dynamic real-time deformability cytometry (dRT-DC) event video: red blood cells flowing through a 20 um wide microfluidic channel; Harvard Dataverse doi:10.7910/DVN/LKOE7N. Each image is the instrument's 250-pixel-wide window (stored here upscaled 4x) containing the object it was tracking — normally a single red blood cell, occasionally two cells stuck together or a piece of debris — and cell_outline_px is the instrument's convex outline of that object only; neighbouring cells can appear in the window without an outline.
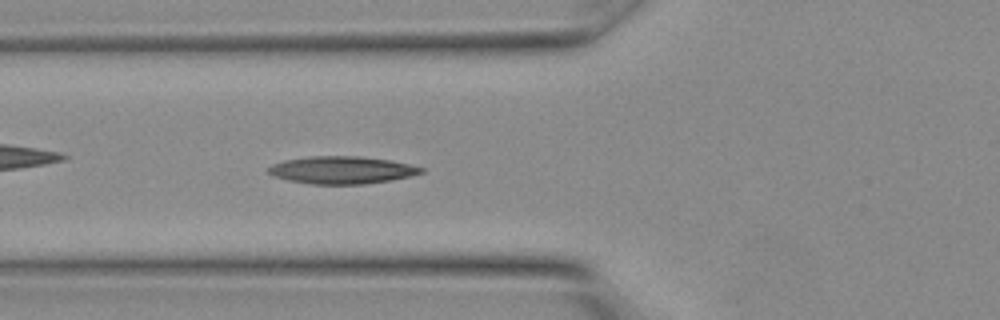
{"species": "Egyptian fruit bat (a non-hibernating species)", "species_latin": "Rousettus aegyptiacus", "temperature_condition": "warm", "stored_images_in_passage": 10, "camera_frame_rate_fps": 3000, "um_per_image_px": 0.085, "animal": {"sex": "female"}, "frame": {"image": 1, "passage_image": 10, "time_ms": 3.0, "image_size_px": [1000, 320], "cell_outline_px": [[424, 172], [408, 176], [388, 180], [360, 184], [312, 184], [288, 180], [276, 176], [268, 172], [268, 168], [272, 164], [284, 160], [308, 156], [360, 156], [392, 160], [424, 168]], "centroid_in_image_um": [29.04, 14.44], "position_along_channel_um": 96.8, "area_um2": 24.22}}